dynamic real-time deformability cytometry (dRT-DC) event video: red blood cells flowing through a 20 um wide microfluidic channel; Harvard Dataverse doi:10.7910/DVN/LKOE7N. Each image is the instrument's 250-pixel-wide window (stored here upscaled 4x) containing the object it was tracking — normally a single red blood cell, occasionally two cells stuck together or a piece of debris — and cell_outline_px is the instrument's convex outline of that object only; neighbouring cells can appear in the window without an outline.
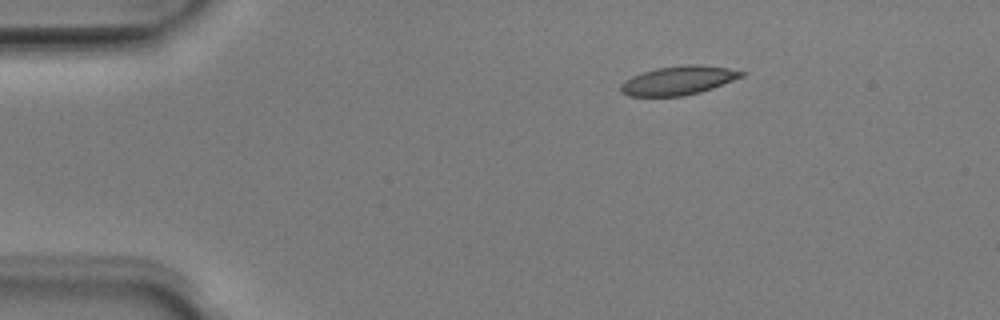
{"species": "Egyptian fruit bat (a non-hibernating species)", "species_latin": "Rousettus aegyptiacus", "temperature_condition": "room temperature", "stored_images_in_passage": 43, "camera_frame_rate_fps": 3000, "um_per_image_px": 0.085, "animal": {"sex": "male"}, "frame": {"image": 1, "passage_image": 1, "time_ms": 0.0, "image_size_px": [1000, 320], "cell_outline_px": [[748, 72], [744, 76], [712, 88], [700, 92], [684, 96], [628, 96], [620, 92], [620, 84], [624, 80], [640, 72], [656, 68], [688, 64], [696, 64], [728, 68]], "centroid_in_image_um": [57.64, 6.83], "position_along_channel_um": 27.4, "area_um2": 20.46}}
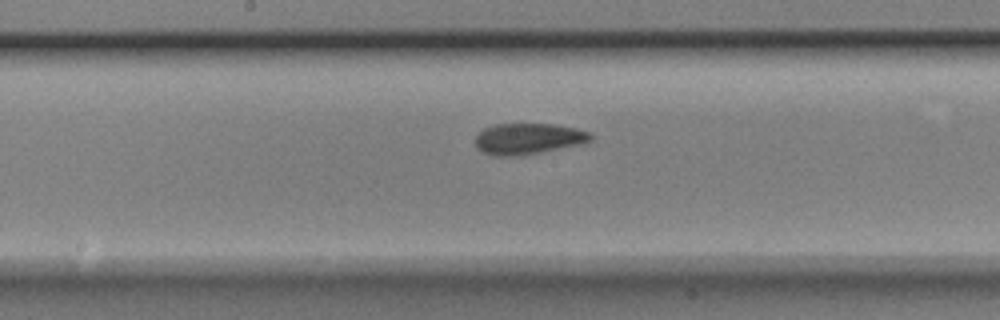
{"frame": {"image": 2, "passage_image": 19, "time_ms": 6.0, "image_size_px": [1000, 320], "cell_outline_px": [[592, 140], [584, 144], [520, 156], [492, 156], [480, 152], [476, 148], [476, 136], [484, 128], [496, 124], [552, 124], [576, 128], [592, 132]], "centroid_in_image_um": [44.91, 11.81], "position_along_channel_um": 203.3, "area_um2": 21.21}}
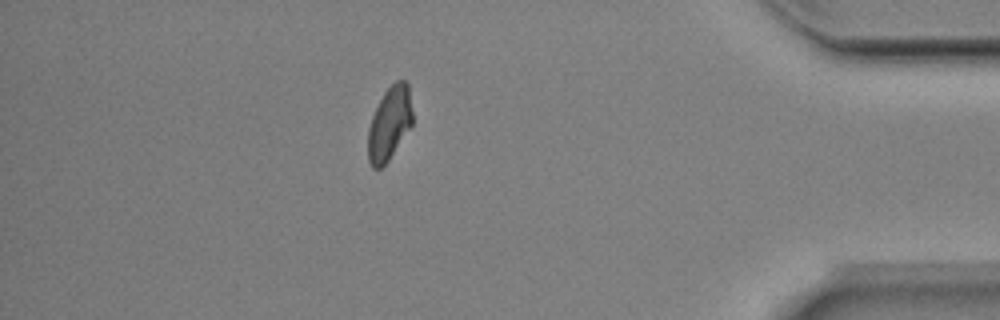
{"frame": {"image": 3, "passage_image": 37, "time_ms": 12.0, "image_size_px": [1000, 320], "cell_outline_px": [[412, 124], [388, 160], [380, 168], [372, 168], [368, 160], [368, 128], [372, 116], [384, 92], [396, 80], [404, 80], [408, 84], [412, 112]], "centroid_in_image_um": [33.09, 10.49], "position_along_channel_um": 402.1, "area_um2": 18.73}, "authors_computed_cell_mechanics": {"area_um2": 20.23, "velocity_mm_per_s": 3.9865, "shape_relaxation_time_tau1_ms": 8.8219, "shape_relaxation_time_tau2_ms": 2.8569, "deformation_change_tau1": 0.1959, "deformation_change_tau2": 0.0709}}